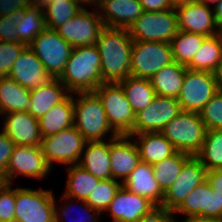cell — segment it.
Segmentation results:
<instances>
[{
    "label": "cell",
    "instance_id": "obj_51",
    "mask_svg": "<svg viewBox=\"0 0 222 222\" xmlns=\"http://www.w3.org/2000/svg\"><path fill=\"white\" fill-rule=\"evenodd\" d=\"M215 13V19L218 23L220 33H222V0H219L218 3L213 8Z\"/></svg>",
    "mask_w": 222,
    "mask_h": 222
},
{
    "label": "cell",
    "instance_id": "obj_53",
    "mask_svg": "<svg viewBox=\"0 0 222 222\" xmlns=\"http://www.w3.org/2000/svg\"><path fill=\"white\" fill-rule=\"evenodd\" d=\"M192 1H194V0H170L173 8L183 5V4H186V3H190Z\"/></svg>",
    "mask_w": 222,
    "mask_h": 222
},
{
    "label": "cell",
    "instance_id": "obj_15",
    "mask_svg": "<svg viewBox=\"0 0 222 222\" xmlns=\"http://www.w3.org/2000/svg\"><path fill=\"white\" fill-rule=\"evenodd\" d=\"M181 112L177 98L156 96L149 106L135 114L133 134L161 132Z\"/></svg>",
    "mask_w": 222,
    "mask_h": 222
},
{
    "label": "cell",
    "instance_id": "obj_27",
    "mask_svg": "<svg viewBox=\"0 0 222 222\" xmlns=\"http://www.w3.org/2000/svg\"><path fill=\"white\" fill-rule=\"evenodd\" d=\"M186 70V66L174 61L156 72L150 78L151 85L156 95L178 98Z\"/></svg>",
    "mask_w": 222,
    "mask_h": 222
},
{
    "label": "cell",
    "instance_id": "obj_9",
    "mask_svg": "<svg viewBox=\"0 0 222 222\" xmlns=\"http://www.w3.org/2000/svg\"><path fill=\"white\" fill-rule=\"evenodd\" d=\"M173 60L170 43L133 41L130 74L133 77L150 79Z\"/></svg>",
    "mask_w": 222,
    "mask_h": 222
},
{
    "label": "cell",
    "instance_id": "obj_34",
    "mask_svg": "<svg viewBox=\"0 0 222 222\" xmlns=\"http://www.w3.org/2000/svg\"><path fill=\"white\" fill-rule=\"evenodd\" d=\"M207 36L199 33L178 31L177 35L171 40L172 56L175 62L187 66L196 52L201 47L203 40Z\"/></svg>",
    "mask_w": 222,
    "mask_h": 222
},
{
    "label": "cell",
    "instance_id": "obj_3",
    "mask_svg": "<svg viewBox=\"0 0 222 222\" xmlns=\"http://www.w3.org/2000/svg\"><path fill=\"white\" fill-rule=\"evenodd\" d=\"M73 100L74 127L87 142L105 141L107 136L109 139L118 136L111 128L102 101L95 92L73 93Z\"/></svg>",
    "mask_w": 222,
    "mask_h": 222
},
{
    "label": "cell",
    "instance_id": "obj_5",
    "mask_svg": "<svg viewBox=\"0 0 222 222\" xmlns=\"http://www.w3.org/2000/svg\"><path fill=\"white\" fill-rule=\"evenodd\" d=\"M55 196L43 188H15V222H55Z\"/></svg>",
    "mask_w": 222,
    "mask_h": 222
},
{
    "label": "cell",
    "instance_id": "obj_38",
    "mask_svg": "<svg viewBox=\"0 0 222 222\" xmlns=\"http://www.w3.org/2000/svg\"><path fill=\"white\" fill-rule=\"evenodd\" d=\"M121 186L122 183L116 179L100 180L96 187L91 190L86 202L101 214H105Z\"/></svg>",
    "mask_w": 222,
    "mask_h": 222
},
{
    "label": "cell",
    "instance_id": "obj_37",
    "mask_svg": "<svg viewBox=\"0 0 222 222\" xmlns=\"http://www.w3.org/2000/svg\"><path fill=\"white\" fill-rule=\"evenodd\" d=\"M61 200H63L62 202V205L61 206V209L58 208L59 206H57V203H55V222H67L65 220H68V216L70 215V212H72V208H74L73 206H76L77 203H79L77 206H79L80 208V215L83 217H77L78 215L76 214L75 216L76 217H73V220H71V222H98L99 220H97L100 216L102 215L99 211L95 210L94 208H92L86 201H83V200H76L74 198H71V197H68L66 195H62ZM68 201H71L73 202L72 204L71 203H68ZM74 201L76 202V205H73L74 204ZM68 203V204H67ZM77 210V209H76ZM79 215V216H80ZM75 218V219H74ZM78 218V219H77ZM65 219V220H64ZM70 219V218H69ZM72 219V218H71Z\"/></svg>",
    "mask_w": 222,
    "mask_h": 222
},
{
    "label": "cell",
    "instance_id": "obj_54",
    "mask_svg": "<svg viewBox=\"0 0 222 222\" xmlns=\"http://www.w3.org/2000/svg\"><path fill=\"white\" fill-rule=\"evenodd\" d=\"M194 1L200 4H205L210 7H211V4H213L212 7L214 8V6L218 3L219 0H194Z\"/></svg>",
    "mask_w": 222,
    "mask_h": 222
},
{
    "label": "cell",
    "instance_id": "obj_43",
    "mask_svg": "<svg viewBox=\"0 0 222 222\" xmlns=\"http://www.w3.org/2000/svg\"><path fill=\"white\" fill-rule=\"evenodd\" d=\"M203 217L222 219V196L212 190L206 180V200L203 208Z\"/></svg>",
    "mask_w": 222,
    "mask_h": 222
},
{
    "label": "cell",
    "instance_id": "obj_32",
    "mask_svg": "<svg viewBox=\"0 0 222 222\" xmlns=\"http://www.w3.org/2000/svg\"><path fill=\"white\" fill-rule=\"evenodd\" d=\"M118 83L135 114L149 106L157 96L150 79L129 76Z\"/></svg>",
    "mask_w": 222,
    "mask_h": 222
},
{
    "label": "cell",
    "instance_id": "obj_55",
    "mask_svg": "<svg viewBox=\"0 0 222 222\" xmlns=\"http://www.w3.org/2000/svg\"><path fill=\"white\" fill-rule=\"evenodd\" d=\"M107 1L108 0H92V7H95V9H99Z\"/></svg>",
    "mask_w": 222,
    "mask_h": 222
},
{
    "label": "cell",
    "instance_id": "obj_44",
    "mask_svg": "<svg viewBox=\"0 0 222 222\" xmlns=\"http://www.w3.org/2000/svg\"><path fill=\"white\" fill-rule=\"evenodd\" d=\"M17 15L0 16V41L18 42L19 34L15 31Z\"/></svg>",
    "mask_w": 222,
    "mask_h": 222
},
{
    "label": "cell",
    "instance_id": "obj_6",
    "mask_svg": "<svg viewBox=\"0 0 222 222\" xmlns=\"http://www.w3.org/2000/svg\"><path fill=\"white\" fill-rule=\"evenodd\" d=\"M179 31L175 9L165 11H143L128 28L133 41L166 42L177 35Z\"/></svg>",
    "mask_w": 222,
    "mask_h": 222
},
{
    "label": "cell",
    "instance_id": "obj_36",
    "mask_svg": "<svg viewBox=\"0 0 222 222\" xmlns=\"http://www.w3.org/2000/svg\"><path fill=\"white\" fill-rule=\"evenodd\" d=\"M196 157L206 171L222 169V130H207L201 151Z\"/></svg>",
    "mask_w": 222,
    "mask_h": 222
},
{
    "label": "cell",
    "instance_id": "obj_35",
    "mask_svg": "<svg viewBox=\"0 0 222 222\" xmlns=\"http://www.w3.org/2000/svg\"><path fill=\"white\" fill-rule=\"evenodd\" d=\"M83 7L76 0H54L43 6L46 28L55 30Z\"/></svg>",
    "mask_w": 222,
    "mask_h": 222
},
{
    "label": "cell",
    "instance_id": "obj_16",
    "mask_svg": "<svg viewBox=\"0 0 222 222\" xmlns=\"http://www.w3.org/2000/svg\"><path fill=\"white\" fill-rule=\"evenodd\" d=\"M180 31L212 36L220 33L213 7L195 1L174 8Z\"/></svg>",
    "mask_w": 222,
    "mask_h": 222
},
{
    "label": "cell",
    "instance_id": "obj_49",
    "mask_svg": "<svg viewBox=\"0 0 222 222\" xmlns=\"http://www.w3.org/2000/svg\"><path fill=\"white\" fill-rule=\"evenodd\" d=\"M206 180L212 190L217 191L222 196V169L207 171Z\"/></svg>",
    "mask_w": 222,
    "mask_h": 222
},
{
    "label": "cell",
    "instance_id": "obj_58",
    "mask_svg": "<svg viewBox=\"0 0 222 222\" xmlns=\"http://www.w3.org/2000/svg\"><path fill=\"white\" fill-rule=\"evenodd\" d=\"M5 180L3 178V176L0 175V188L5 184Z\"/></svg>",
    "mask_w": 222,
    "mask_h": 222
},
{
    "label": "cell",
    "instance_id": "obj_13",
    "mask_svg": "<svg viewBox=\"0 0 222 222\" xmlns=\"http://www.w3.org/2000/svg\"><path fill=\"white\" fill-rule=\"evenodd\" d=\"M51 171L41 146L16 145L10 157L6 175L3 178L6 183L11 184L19 175L41 181L48 177Z\"/></svg>",
    "mask_w": 222,
    "mask_h": 222
},
{
    "label": "cell",
    "instance_id": "obj_19",
    "mask_svg": "<svg viewBox=\"0 0 222 222\" xmlns=\"http://www.w3.org/2000/svg\"><path fill=\"white\" fill-rule=\"evenodd\" d=\"M8 77L28 90L37 89L53 79L29 46L13 63Z\"/></svg>",
    "mask_w": 222,
    "mask_h": 222
},
{
    "label": "cell",
    "instance_id": "obj_45",
    "mask_svg": "<svg viewBox=\"0 0 222 222\" xmlns=\"http://www.w3.org/2000/svg\"><path fill=\"white\" fill-rule=\"evenodd\" d=\"M0 175L5 176L16 144L0 128Z\"/></svg>",
    "mask_w": 222,
    "mask_h": 222
},
{
    "label": "cell",
    "instance_id": "obj_11",
    "mask_svg": "<svg viewBox=\"0 0 222 222\" xmlns=\"http://www.w3.org/2000/svg\"><path fill=\"white\" fill-rule=\"evenodd\" d=\"M217 92L218 88L212 72L187 69L177 99L182 111L200 113Z\"/></svg>",
    "mask_w": 222,
    "mask_h": 222
},
{
    "label": "cell",
    "instance_id": "obj_42",
    "mask_svg": "<svg viewBox=\"0 0 222 222\" xmlns=\"http://www.w3.org/2000/svg\"><path fill=\"white\" fill-rule=\"evenodd\" d=\"M11 183H5L0 188V220L15 222V189Z\"/></svg>",
    "mask_w": 222,
    "mask_h": 222
},
{
    "label": "cell",
    "instance_id": "obj_33",
    "mask_svg": "<svg viewBox=\"0 0 222 222\" xmlns=\"http://www.w3.org/2000/svg\"><path fill=\"white\" fill-rule=\"evenodd\" d=\"M191 155L184 152H175L172 156L152 165L154 178L161 190L165 193L182 171L184 163Z\"/></svg>",
    "mask_w": 222,
    "mask_h": 222
},
{
    "label": "cell",
    "instance_id": "obj_46",
    "mask_svg": "<svg viewBox=\"0 0 222 222\" xmlns=\"http://www.w3.org/2000/svg\"><path fill=\"white\" fill-rule=\"evenodd\" d=\"M34 0H0V16L18 15Z\"/></svg>",
    "mask_w": 222,
    "mask_h": 222
},
{
    "label": "cell",
    "instance_id": "obj_10",
    "mask_svg": "<svg viewBox=\"0 0 222 222\" xmlns=\"http://www.w3.org/2000/svg\"><path fill=\"white\" fill-rule=\"evenodd\" d=\"M53 78H59L70 58L73 47L55 30L45 28L28 45Z\"/></svg>",
    "mask_w": 222,
    "mask_h": 222
},
{
    "label": "cell",
    "instance_id": "obj_18",
    "mask_svg": "<svg viewBox=\"0 0 222 222\" xmlns=\"http://www.w3.org/2000/svg\"><path fill=\"white\" fill-rule=\"evenodd\" d=\"M111 178L125 182L140 160L137 144L130 135L110 138Z\"/></svg>",
    "mask_w": 222,
    "mask_h": 222
},
{
    "label": "cell",
    "instance_id": "obj_57",
    "mask_svg": "<svg viewBox=\"0 0 222 222\" xmlns=\"http://www.w3.org/2000/svg\"><path fill=\"white\" fill-rule=\"evenodd\" d=\"M50 1H54V0H34V2L39 3L42 6H44L46 3L50 2Z\"/></svg>",
    "mask_w": 222,
    "mask_h": 222
},
{
    "label": "cell",
    "instance_id": "obj_30",
    "mask_svg": "<svg viewBox=\"0 0 222 222\" xmlns=\"http://www.w3.org/2000/svg\"><path fill=\"white\" fill-rule=\"evenodd\" d=\"M222 60V33L207 36L196 52L192 61L186 66L193 71L214 72Z\"/></svg>",
    "mask_w": 222,
    "mask_h": 222
},
{
    "label": "cell",
    "instance_id": "obj_17",
    "mask_svg": "<svg viewBox=\"0 0 222 222\" xmlns=\"http://www.w3.org/2000/svg\"><path fill=\"white\" fill-rule=\"evenodd\" d=\"M156 208L147 198L121 186L105 212L112 222H138Z\"/></svg>",
    "mask_w": 222,
    "mask_h": 222
},
{
    "label": "cell",
    "instance_id": "obj_23",
    "mask_svg": "<svg viewBox=\"0 0 222 222\" xmlns=\"http://www.w3.org/2000/svg\"><path fill=\"white\" fill-rule=\"evenodd\" d=\"M78 165L100 180L111 179L110 139L87 142Z\"/></svg>",
    "mask_w": 222,
    "mask_h": 222
},
{
    "label": "cell",
    "instance_id": "obj_20",
    "mask_svg": "<svg viewBox=\"0 0 222 222\" xmlns=\"http://www.w3.org/2000/svg\"><path fill=\"white\" fill-rule=\"evenodd\" d=\"M2 131L18 146H40L42 135L38 119L28 111L1 115Z\"/></svg>",
    "mask_w": 222,
    "mask_h": 222
},
{
    "label": "cell",
    "instance_id": "obj_47",
    "mask_svg": "<svg viewBox=\"0 0 222 222\" xmlns=\"http://www.w3.org/2000/svg\"><path fill=\"white\" fill-rule=\"evenodd\" d=\"M176 220L173 212L157 207L149 215L144 216L138 222H176Z\"/></svg>",
    "mask_w": 222,
    "mask_h": 222
},
{
    "label": "cell",
    "instance_id": "obj_26",
    "mask_svg": "<svg viewBox=\"0 0 222 222\" xmlns=\"http://www.w3.org/2000/svg\"><path fill=\"white\" fill-rule=\"evenodd\" d=\"M73 102V93H70L62 102L54 105L45 115L38 119L42 138L74 126Z\"/></svg>",
    "mask_w": 222,
    "mask_h": 222
},
{
    "label": "cell",
    "instance_id": "obj_22",
    "mask_svg": "<svg viewBox=\"0 0 222 222\" xmlns=\"http://www.w3.org/2000/svg\"><path fill=\"white\" fill-rule=\"evenodd\" d=\"M130 192L141 195L150 200L156 207H160L164 198L158 182L154 178L152 165L140 161L135 170L122 183Z\"/></svg>",
    "mask_w": 222,
    "mask_h": 222
},
{
    "label": "cell",
    "instance_id": "obj_29",
    "mask_svg": "<svg viewBox=\"0 0 222 222\" xmlns=\"http://www.w3.org/2000/svg\"><path fill=\"white\" fill-rule=\"evenodd\" d=\"M45 28L43 6L39 3L33 2L17 15L15 31L19 34V43L28 46Z\"/></svg>",
    "mask_w": 222,
    "mask_h": 222
},
{
    "label": "cell",
    "instance_id": "obj_12",
    "mask_svg": "<svg viewBox=\"0 0 222 222\" xmlns=\"http://www.w3.org/2000/svg\"><path fill=\"white\" fill-rule=\"evenodd\" d=\"M104 27L98 10L84 7L55 31L72 47H80L96 44Z\"/></svg>",
    "mask_w": 222,
    "mask_h": 222
},
{
    "label": "cell",
    "instance_id": "obj_25",
    "mask_svg": "<svg viewBox=\"0 0 222 222\" xmlns=\"http://www.w3.org/2000/svg\"><path fill=\"white\" fill-rule=\"evenodd\" d=\"M130 136L137 144L140 160L149 165L163 161L176 152L172 143L161 132H145Z\"/></svg>",
    "mask_w": 222,
    "mask_h": 222
},
{
    "label": "cell",
    "instance_id": "obj_31",
    "mask_svg": "<svg viewBox=\"0 0 222 222\" xmlns=\"http://www.w3.org/2000/svg\"><path fill=\"white\" fill-rule=\"evenodd\" d=\"M66 188L62 194L76 200L86 201L91 190L100 182L93 174L80 165L67 166Z\"/></svg>",
    "mask_w": 222,
    "mask_h": 222
},
{
    "label": "cell",
    "instance_id": "obj_39",
    "mask_svg": "<svg viewBox=\"0 0 222 222\" xmlns=\"http://www.w3.org/2000/svg\"><path fill=\"white\" fill-rule=\"evenodd\" d=\"M206 200V180L197 185L182 202V204L173 212L175 217L182 215L203 217V208Z\"/></svg>",
    "mask_w": 222,
    "mask_h": 222
},
{
    "label": "cell",
    "instance_id": "obj_40",
    "mask_svg": "<svg viewBox=\"0 0 222 222\" xmlns=\"http://www.w3.org/2000/svg\"><path fill=\"white\" fill-rule=\"evenodd\" d=\"M199 114L207 130H222V92L218 91Z\"/></svg>",
    "mask_w": 222,
    "mask_h": 222
},
{
    "label": "cell",
    "instance_id": "obj_4",
    "mask_svg": "<svg viewBox=\"0 0 222 222\" xmlns=\"http://www.w3.org/2000/svg\"><path fill=\"white\" fill-rule=\"evenodd\" d=\"M207 129L197 112L182 111L161 131L177 152L196 156L203 146Z\"/></svg>",
    "mask_w": 222,
    "mask_h": 222
},
{
    "label": "cell",
    "instance_id": "obj_41",
    "mask_svg": "<svg viewBox=\"0 0 222 222\" xmlns=\"http://www.w3.org/2000/svg\"><path fill=\"white\" fill-rule=\"evenodd\" d=\"M26 46L24 43L0 41V77H8L13 63Z\"/></svg>",
    "mask_w": 222,
    "mask_h": 222
},
{
    "label": "cell",
    "instance_id": "obj_56",
    "mask_svg": "<svg viewBox=\"0 0 222 222\" xmlns=\"http://www.w3.org/2000/svg\"><path fill=\"white\" fill-rule=\"evenodd\" d=\"M83 8L87 7L88 5L92 8V0H76ZM87 5V6H84Z\"/></svg>",
    "mask_w": 222,
    "mask_h": 222
},
{
    "label": "cell",
    "instance_id": "obj_7",
    "mask_svg": "<svg viewBox=\"0 0 222 222\" xmlns=\"http://www.w3.org/2000/svg\"><path fill=\"white\" fill-rule=\"evenodd\" d=\"M101 99L111 128L118 135H132L135 113L119 83H102L94 91Z\"/></svg>",
    "mask_w": 222,
    "mask_h": 222
},
{
    "label": "cell",
    "instance_id": "obj_8",
    "mask_svg": "<svg viewBox=\"0 0 222 222\" xmlns=\"http://www.w3.org/2000/svg\"><path fill=\"white\" fill-rule=\"evenodd\" d=\"M87 141L74 127H69L54 135L42 138L41 149L51 169L55 163L67 167L78 164Z\"/></svg>",
    "mask_w": 222,
    "mask_h": 222
},
{
    "label": "cell",
    "instance_id": "obj_48",
    "mask_svg": "<svg viewBox=\"0 0 222 222\" xmlns=\"http://www.w3.org/2000/svg\"><path fill=\"white\" fill-rule=\"evenodd\" d=\"M143 11H165L173 9L170 0H139Z\"/></svg>",
    "mask_w": 222,
    "mask_h": 222
},
{
    "label": "cell",
    "instance_id": "obj_50",
    "mask_svg": "<svg viewBox=\"0 0 222 222\" xmlns=\"http://www.w3.org/2000/svg\"><path fill=\"white\" fill-rule=\"evenodd\" d=\"M176 222H222L221 218H208V217H198V216H188L183 218L181 221L179 217Z\"/></svg>",
    "mask_w": 222,
    "mask_h": 222
},
{
    "label": "cell",
    "instance_id": "obj_24",
    "mask_svg": "<svg viewBox=\"0 0 222 222\" xmlns=\"http://www.w3.org/2000/svg\"><path fill=\"white\" fill-rule=\"evenodd\" d=\"M69 94L70 92L60 80L53 78L47 84L30 90V102L27 111L36 119H40L54 105L62 102Z\"/></svg>",
    "mask_w": 222,
    "mask_h": 222
},
{
    "label": "cell",
    "instance_id": "obj_14",
    "mask_svg": "<svg viewBox=\"0 0 222 222\" xmlns=\"http://www.w3.org/2000/svg\"><path fill=\"white\" fill-rule=\"evenodd\" d=\"M206 168L196 156H191L183 165L177 179L164 193L160 208L174 212L195 187L206 180Z\"/></svg>",
    "mask_w": 222,
    "mask_h": 222
},
{
    "label": "cell",
    "instance_id": "obj_28",
    "mask_svg": "<svg viewBox=\"0 0 222 222\" xmlns=\"http://www.w3.org/2000/svg\"><path fill=\"white\" fill-rule=\"evenodd\" d=\"M30 90L9 77H0V116L28 110Z\"/></svg>",
    "mask_w": 222,
    "mask_h": 222
},
{
    "label": "cell",
    "instance_id": "obj_2",
    "mask_svg": "<svg viewBox=\"0 0 222 222\" xmlns=\"http://www.w3.org/2000/svg\"><path fill=\"white\" fill-rule=\"evenodd\" d=\"M58 79L70 93L94 92L103 83L97 45L73 47Z\"/></svg>",
    "mask_w": 222,
    "mask_h": 222
},
{
    "label": "cell",
    "instance_id": "obj_1",
    "mask_svg": "<svg viewBox=\"0 0 222 222\" xmlns=\"http://www.w3.org/2000/svg\"><path fill=\"white\" fill-rule=\"evenodd\" d=\"M103 83H118L130 74L133 39L128 29L104 27L96 43Z\"/></svg>",
    "mask_w": 222,
    "mask_h": 222
},
{
    "label": "cell",
    "instance_id": "obj_52",
    "mask_svg": "<svg viewBox=\"0 0 222 222\" xmlns=\"http://www.w3.org/2000/svg\"><path fill=\"white\" fill-rule=\"evenodd\" d=\"M218 91L222 90V60L213 72Z\"/></svg>",
    "mask_w": 222,
    "mask_h": 222
},
{
    "label": "cell",
    "instance_id": "obj_21",
    "mask_svg": "<svg viewBox=\"0 0 222 222\" xmlns=\"http://www.w3.org/2000/svg\"><path fill=\"white\" fill-rule=\"evenodd\" d=\"M105 27L128 29L143 9L139 0H108L98 9Z\"/></svg>",
    "mask_w": 222,
    "mask_h": 222
}]
</instances>
